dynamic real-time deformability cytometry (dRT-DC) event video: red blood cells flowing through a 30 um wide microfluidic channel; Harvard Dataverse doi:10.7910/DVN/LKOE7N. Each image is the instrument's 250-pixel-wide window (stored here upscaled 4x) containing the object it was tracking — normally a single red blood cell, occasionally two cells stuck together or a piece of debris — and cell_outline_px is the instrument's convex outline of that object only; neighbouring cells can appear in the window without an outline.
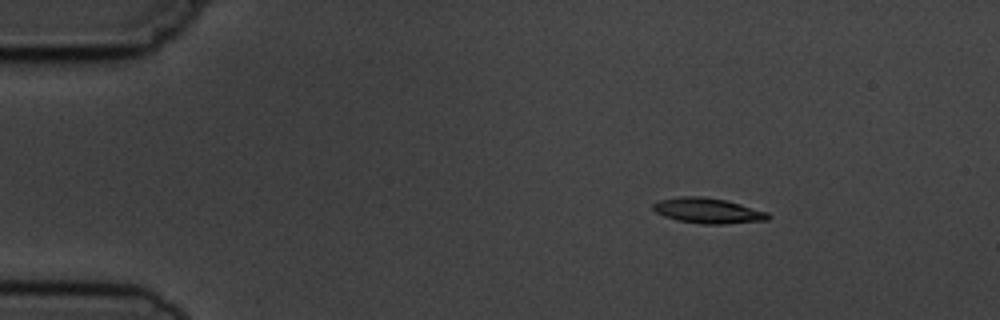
{"species": "common noctule bat (a hibernating species)", "species_latin": "Nyctalus noctula", "temperature_condition": "cold", "stored_images_in_passage": 6, "camera_frame_rate_fps": 3000, "um_per_image_px": 0.085, "animal": {"sex": "male", "body_mass_g": 19.5, "forearm_length_mm": 54.6}, "frame": {"image": 1, "passage_image": 3, "time_ms": 2.333, "image_size_px": [1000, 320], "cell_outline_px": [[772, 216], [768, 220], [724, 224], [704, 224], [676, 220], [664, 216], [656, 212], [652, 208], [652, 204], [660, 200], [680, 196], [700, 196], [728, 200], [768, 212]], "centroid_in_image_um": [60.19, 17.9], "position_along_channel_um": 24.8, "area_um2": 17.11}}
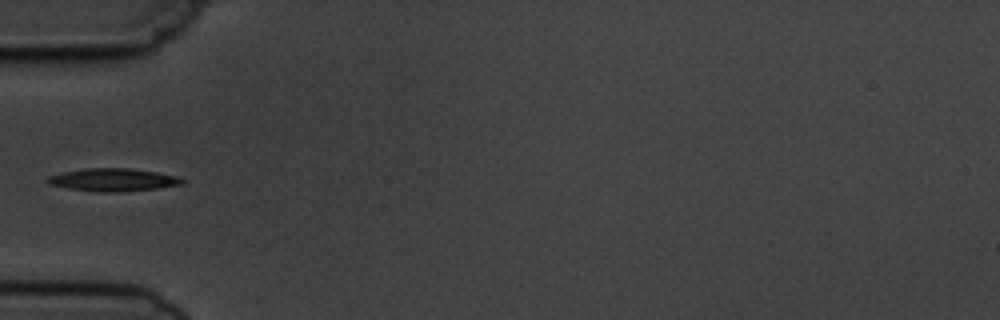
{"frame": {"image": 2, "passage_image": 6, "time_ms": 5.667, "image_size_px": [1000, 320], "cell_outline_px": [[184, 184], [156, 188], [120, 192], [100, 192], [68, 188], [48, 184], [44, 180], [48, 176], [64, 172], [84, 168], [128, 168], [156, 172], [176, 176], [184, 180]], "centroid_in_image_um": [9.57, 15.28], "position_along_channel_um": 75.4, "area_um2": 17.8}}